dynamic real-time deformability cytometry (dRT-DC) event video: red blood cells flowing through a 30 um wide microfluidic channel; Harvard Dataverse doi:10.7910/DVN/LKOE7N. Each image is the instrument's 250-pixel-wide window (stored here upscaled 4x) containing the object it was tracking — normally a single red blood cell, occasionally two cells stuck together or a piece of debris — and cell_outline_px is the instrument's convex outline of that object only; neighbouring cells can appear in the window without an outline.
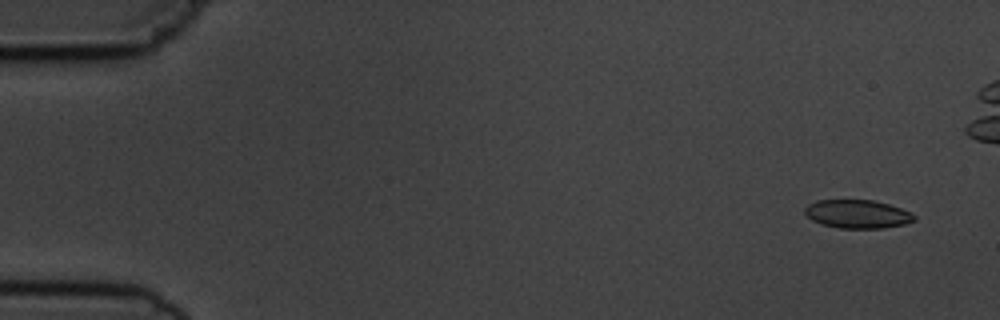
{"species": "common noctule bat (a hibernating species)", "species_latin": "Nyctalus noctula", "temperature_condition": "cold", "stored_images_in_passage": 7, "camera_frame_rate_fps": 3000, "um_per_image_px": 0.085, "animal": {"sex": "male", "body_mass_g": 19.5, "forearm_length_mm": 54.6}, "frame": {"image": 1, "passage_image": 1, "time_ms": 0.0, "image_size_px": [1000, 320], "cell_outline_px": [[916, 220], [904, 224], [884, 228], [840, 228], [820, 224], [812, 220], [804, 212], [804, 208], [808, 204], [816, 200], [872, 200], [888, 204], [912, 212], [916, 216]], "centroid_in_image_um": [72.89, 18.19], "position_along_channel_um": 12.1, "area_um2": 18.21}}
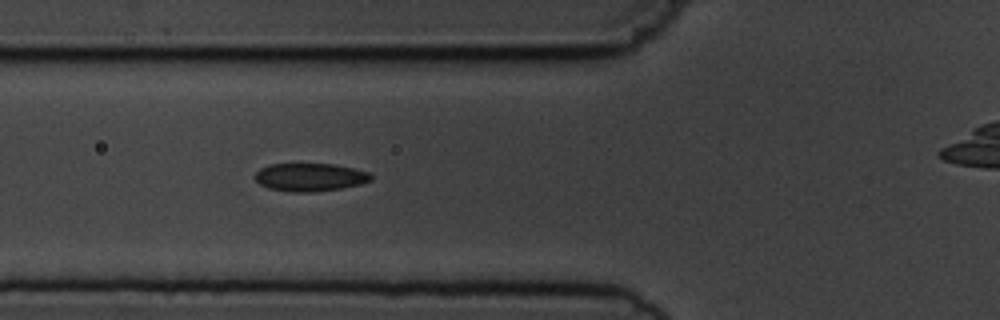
{"frame": {"image": 2, "passage_image": 6, "time_ms": 5.667, "image_size_px": [1000, 320], "cell_outline_px": [[372, 180], [360, 184], [340, 188], [312, 192], [296, 192], [268, 188], [260, 184], [256, 180], [256, 172], [260, 168], [268, 164], [336, 164], [368, 172], [372, 176]], "centroid_in_image_um": [26.34, 15.05], "position_along_channel_um": 99.5, "area_um2": 18.79}}